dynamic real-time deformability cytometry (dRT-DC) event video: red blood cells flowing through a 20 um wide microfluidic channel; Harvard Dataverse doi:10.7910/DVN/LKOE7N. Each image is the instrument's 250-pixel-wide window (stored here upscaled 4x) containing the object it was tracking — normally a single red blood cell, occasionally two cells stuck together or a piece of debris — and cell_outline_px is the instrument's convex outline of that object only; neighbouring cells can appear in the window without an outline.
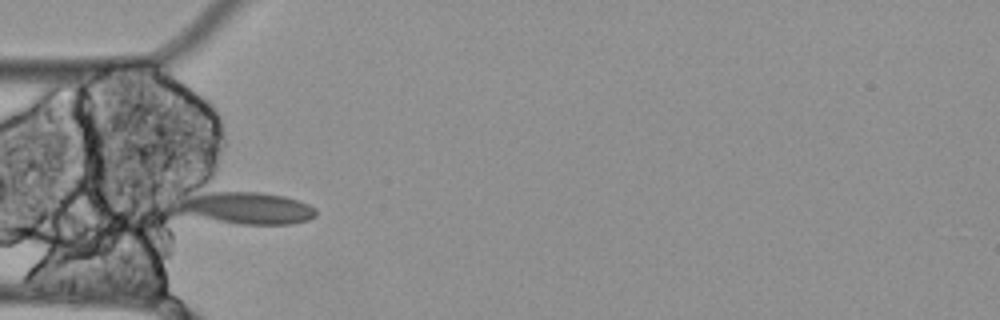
{"species": "Egyptian fruit bat (a non-hibernating species)", "species_latin": "Rousettus aegyptiacus", "temperature_condition": "cold", "stored_images_in_passage": 40, "camera_frame_rate_fps": 3000, "um_per_image_px": 0.085, "animal": {"sex": "female"}, "frame": {"image": 1, "passage_image": 1, "time_ms": 0.0, "image_size_px": [1000, 320], "cell_outline_px": [[316, 216], [308, 220], [292, 224], [240, 224], [176, 212], [172, 200], [208, 192], [256, 192], [284, 196], [308, 204], [316, 208]], "centroid_in_image_um": [20.9, 17.68], "position_along_channel_um": 64.1, "area_um2": 25.78}}
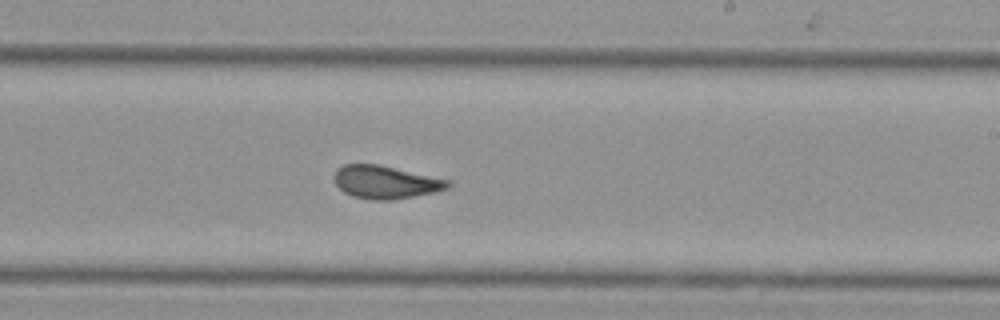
{"frame": {"image": 2, "passage_image": 17, "time_ms": 5.333, "image_size_px": [1000, 320], "cell_outline_px": [[452, 184], [448, 188], [432, 192], [392, 200], [372, 200], [352, 196], [344, 192], [336, 184], [332, 176], [336, 168], [344, 164], [380, 164], [452, 180]], "centroid_in_image_um": [32.76, 15.46], "position_along_channel_um": 256.2, "area_um2": 22.08}}
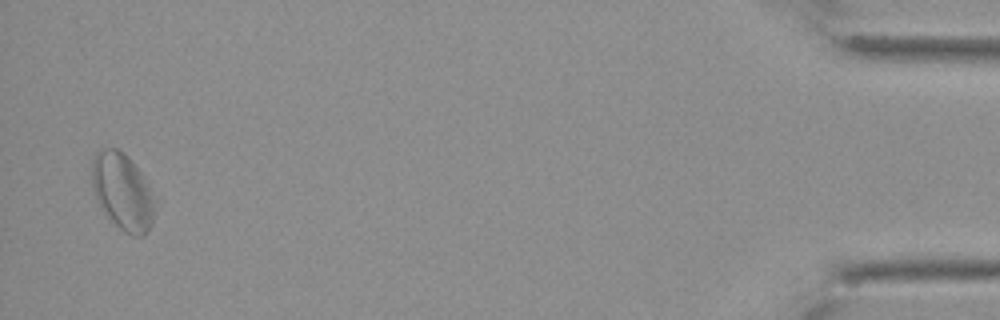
{"frame": {"image": 3, "passage_image": 39, "time_ms": 12.667, "image_size_px": [1000, 320], "cell_outline_px": [[156, 208], [148, 232], [144, 236], [132, 236], [124, 232], [104, 216], [96, 196], [92, 184], [92, 160], [96, 152], [104, 148], [120, 148], [124, 152], [144, 176], [152, 196]], "centroid_in_image_um": [10.41, 16.31], "position_along_channel_um": 424.8, "area_um2": 28.32}, "authors_computed_cell_mechanics": {"area_um2": 22.4264, "velocity_mm_per_s": 3.4444, "shape_relaxation_time_tau1_ms": null, "shape_relaxation_time_tau2_ms": 5.8537, "deformation_change_tau1": null, "deformation_change_tau2": 0.0768}}